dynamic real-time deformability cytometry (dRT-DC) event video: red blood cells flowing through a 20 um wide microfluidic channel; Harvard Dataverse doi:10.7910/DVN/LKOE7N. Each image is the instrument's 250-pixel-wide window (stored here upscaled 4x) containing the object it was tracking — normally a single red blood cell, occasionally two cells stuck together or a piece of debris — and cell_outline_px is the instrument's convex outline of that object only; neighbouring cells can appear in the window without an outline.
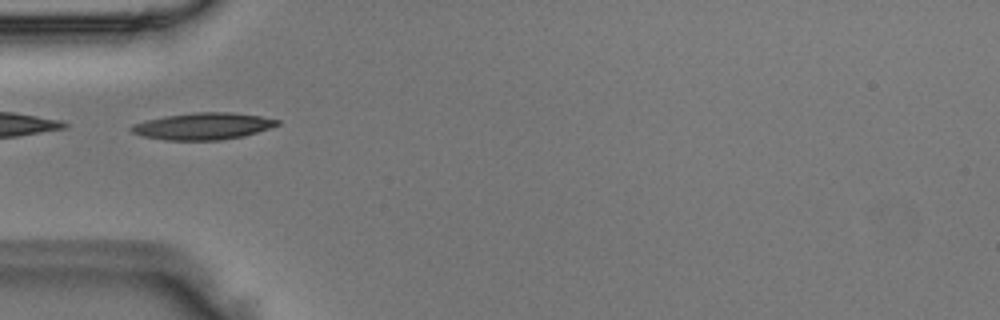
{"species": "Egyptian fruit bat (a non-hibernating species)", "species_latin": "Rousettus aegyptiacus", "temperature_condition": "room temperature", "stored_images_in_passage": 4, "camera_frame_rate_fps": 3000, "um_per_image_px": 0.085, "animal": {"sex": "male"}, "frame": {"image": 1, "passage_image": 3, "time_ms": 0.667, "image_size_px": [1000, 320], "cell_outline_px": [[280, 124], [244, 136], [220, 140], [164, 140], [140, 136], [132, 132], [128, 128], [132, 124], [164, 116], [196, 112], [232, 112], [260, 116], [280, 120]], "centroid_in_image_um": [17.22, 10.73], "position_along_channel_um": 67.8, "area_um2": 22.83}}